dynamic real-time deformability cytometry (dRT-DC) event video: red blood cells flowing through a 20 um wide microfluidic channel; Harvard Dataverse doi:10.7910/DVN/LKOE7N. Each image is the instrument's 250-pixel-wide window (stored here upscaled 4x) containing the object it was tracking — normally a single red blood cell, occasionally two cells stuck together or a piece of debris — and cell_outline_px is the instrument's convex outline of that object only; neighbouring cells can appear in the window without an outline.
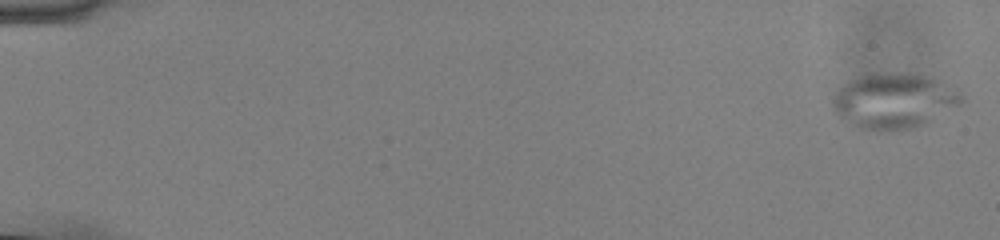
{"species": "common noctule bat (a hibernating species)", "species_latin": "Nyctalus noctula", "temperature_condition": "cold", "stored_images_in_passage": 56, "camera_frame_rate_fps": 3000, "um_per_image_px": 0.085, "animal": {"sex": "male", "body_mass_g": 13.0, "forearm_length_mm": 53.1}, "frame": {"image": 1, "passage_image": 1, "time_ms": 0.0, "image_size_px": [1000, 240], "cell_outline_px": [[968, 100], [964, 104], [928, 124], [912, 128], [888, 132], [876, 132], [856, 128], [840, 120], [832, 108], [832, 100], [836, 92], [848, 80], [864, 76], [888, 72], [892, 72], [920, 76], [936, 80], [956, 88]], "centroid_in_image_um": [76.01, 8.64], "position_along_channel_um": 9.0, "area_um2": 42.43}}
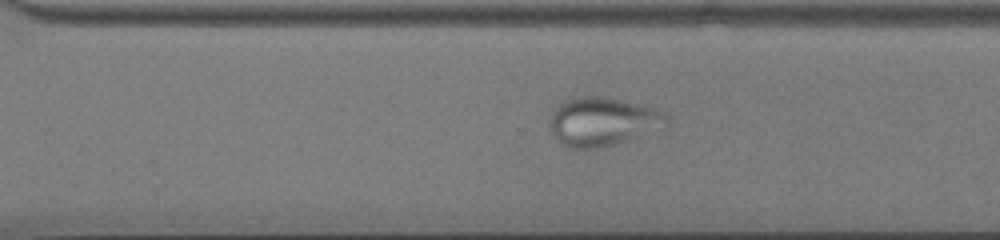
{"frame": {"image": 2, "passage_image": 40, "time_ms": 13.0, "image_size_px": [1000, 240], "cell_outline_px": [[668, 132], [596, 148], [572, 148], [564, 144], [548, 128], [548, 120], [552, 112], [560, 104], [568, 100], [580, 96], [596, 96], [620, 100], [640, 104], [656, 108], [664, 112], [668, 116]], "centroid_in_image_um": [51.38, 10.36], "position_along_channel_um": 319.2, "area_um2": 33.93}}
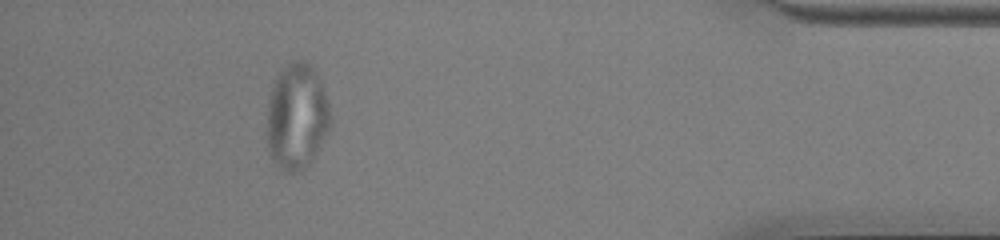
{"frame": {"image": 3, "passage_image": 51, "time_ms": 16.667, "image_size_px": [1000, 240], "cell_outline_px": [[332, 124], [324, 140], [312, 160], [300, 172], [284, 172], [276, 168], [268, 152], [268, 100], [272, 84], [276, 76], [292, 60], [308, 60], [320, 80], [332, 116]], "centroid_in_image_um": [25.23, 9.94], "position_along_channel_um": 410.0, "area_um2": 39.65}}